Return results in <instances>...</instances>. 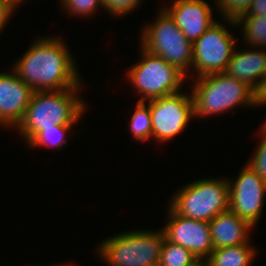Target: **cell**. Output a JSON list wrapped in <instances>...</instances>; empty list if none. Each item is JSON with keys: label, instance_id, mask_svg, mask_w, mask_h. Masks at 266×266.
<instances>
[{"label": "cell", "instance_id": "ffe728a7", "mask_svg": "<svg viewBox=\"0 0 266 266\" xmlns=\"http://www.w3.org/2000/svg\"><path fill=\"white\" fill-rule=\"evenodd\" d=\"M197 261L198 259L190 250L165 238L159 266H192Z\"/></svg>", "mask_w": 266, "mask_h": 266}, {"label": "cell", "instance_id": "9a60e30c", "mask_svg": "<svg viewBox=\"0 0 266 266\" xmlns=\"http://www.w3.org/2000/svg\"><path fill=\"white\" fill-rule=\"evenodd\" d=\"M227 76L246 83L253 90L266 75V49L234 50L224 72Z\"/></svg>", "mask_w": 266, "mask_h": 266}, {"label": "cell", "instance_id": "3957f363", "mask_svg": "<svg viewBox=\"0 0 266 266\" xmlns=\"http://www.w3.org/2000/svg\"><path fill=\"white\" fill-rule=\"evenodd\" d=\"M192 79L194 85L190 93L196 118L222 114L237 107H254V90L241 80L225 73Z\"/></svg>", "mask_w": 266, "mask_h": 266}, {"label": "cell", "instance_id": "7a4b0ae2", "mask_svg": "<svg viewBox=\"0 0 266 266\" xmlns=\"http://www.w3.org/2000/svg\"><path fill=\"white\" fill-rule=\"evenodd\" d=\"M83 86L81 83L76 88L33 92L24 117L15 128L21 139L28 144L44 128L74 126L88 107L79 93Z\"/></svg>", "mask_w": 266, "mask_h": 266}, {"label": "cell", "instance_id": "e0dca14e", "mask_svg": "<svg viewBox=\"0 0 266 266\" xmlns=\"http://www.w3.org/2000/svg\"><path fill=\"white\" fill-rule=\"evenodd\" d=\"M234 29L242 27L241 33L246 45L266 49V17L261 15H240L236 19L223 18Z\"/></svg>", "mask_w": 266, "mask_h": 266}, {"label": "cell", "instance_id": "7c38bea8", "mask_svg": "<svg viewBox=\"0 0 266 266\" xmlns=\"http://www.w3.org/2000/svg\"><path fill=\"white\" fill-rule=\"evenodd\" d=\"M33 90L11 72H0V127L16 128L22 121Z\"/></svg>", "mask_w": 266, "mask_h": 266}, {"label": "cell", "instance_id": "8fae6325", "mask_svg": "<svg viewBox=\"0 0 266 266\" xmlns=\"http://www.w3.org/2000/svg\"><path fill=\"white\" fill-rule=\"evenodd\" d=\"M168 221L161 229L168 241L190 250L198 260H205L214 250L209 222L178 215L168 205Z\"/></svg>", "mask_w": 266, "mask_h": 266}, {"label": "cell", "instance_id": "277c9868", "mask_svg": "<svg viewBox=\"0 0 266 266\" xmlns=\"http://www.w3.org/2000/svg\"><path fill=\"white\" fill-rule=\"evenodd\" d=\"M164 231L131 230L100 242L97 254L109 266H159Z\"/></svg>", "mask_w": 266, "mask_h": 266}, {"label": "cell", "instance_id": "6da1fadb", "mask_svg": "<svg viewBox=\"0 0 266 266\" xmlns=\"http://www.w3.org/2000/svg\"><path fill=\"white\" fill-rule=\"evenodd\" d=\"M68 49L62 37H38L12 69L34 92L76 88L83 82Z\"/></svg>", "mask_w": 266, "mask_h": 266}, {"label": "cell", "instance_id": "30bf717a", "mask_svg": "<svg viewBox=\"0 0 266 266\" xmlns=\"http://www.w3.org/2000/svg\"><path fill=\"white\" fill-rule=\"evenodd\" d=\"M229 181V209L254 228L261 219L266 182L246 163L236 180Z\"/></svg>", "mask_w": 266, "mask_h": 266}, {"label": "cell", "instance_id": "7402d4cb", "mask_svg": "<svg viewBox=\"0 0 266 266\" xmlns=\"http://www.w3.org/2000/svg\"><path fill=\"white\" fill-rule=\"evenodd\" d=\"M259 130L261 140L247 164L266 182V127L262 125Z\"/></svg>", "mask_w": 266, "mask_h": 266}, {"label": "cell", "instance_id": "2e32d148", "mask_svg": "<svg viewBox=\"0 0 266 266\" xmlns=\"http://www.w3.org/2000/svg\"><path fill=\"white\" fill-rule=\"evenodd\" d=\"M257 249L251 243L215 249L205 259L206 266H251Z\"/></svg>", "mask_w": 266, "mask_h": 266}, {"label": "cell", "instance_id": "83f0119b", "mask_svg": "<svg viewBox=\"0 0 266 266\" xmlns=\"http://www.w3.org/2000/svg\"><path fill=\"white\" fill-rule=\"evenodd\" d=\"M192 266H206L205 260H198L194 265Z\"/></svg>", "mask_w": 266, "mask_h": 266}, {"label": "cell", "instance_id": "ba28073f", "mask_svg": "<svg viewBox=\"0 0 266 266\" xmlns=\"http://www.w3.org/2000/svg\"><path fill=\"white\" fill-rule=\"evenodd\" d=\"M216 22L193 45L192 71L187 78L202 77L209 74L224 73L237 41L230 30ZM195 73H194V72ZM194 73L195 75H192ZM190 74V75H189Z\"/></svg>", "mask_w": 266, "mask_h": 266}, {"label": "cell", "instance_id": "603a6c76", "mask_svg": "<svg viewBox=\"0 0 266 266\" xmlns=\"http://www.w3.org/2000/svg\"><path fill=\"white\" fill-rule=\"evenodd\" d=\"M254 0H215V7L223 18L236 19L248 11Z\"/></svg>", "mask_w": 266, "mask_h": 266}, {"label": "cell", "instance_id": "4316f807", "mask_svg": "<svg viewBox=\"0 0 266 266\" xmlns=\"http://www.w3.org/2000/svg\"><path fill=\"white\" fill-rule=\"evenodd\" d=\"M241 15H263L266 17V0H254L248 11Z\"/></svg>", "mask_w": 266, "mask_h": 266}, {"label": "cell", "instance_id": "5bb4252c", "mask_svg": "<svg viewBox=\"0 0 266 266\" xmlns=\"http://www.w3.org/2000/svg\"><path fill=\"white\" fill-rule=\"evenodd\" d=\"M209 226L214 250L249 243L254 228L230 209L211 219Z\"/></svg>", "mask_w": 266, "mask_h": 266}, {"label": "cell", "instance_id": "8992f818", "mask_svg": "<svg viewBox=\"0 0 266 266\" xmlns=\"http://www.w3.org/2000/svg\"><path fill=\"white\" fill-rule=\"evenodd\" d=\"M139 62L127 71V80L142 96L138 102L161 98L181 91L187 76L161 56L150 53L140 45Z\"/></svg>", "mask_w": 266, "mask_h": 266}, {"label": "cell", "instance_id": "484cf974", "mask_svg": "<svg viewBox=\"0 0 266 266\" xmlns=\"http://www.w3.org/2000/svg\"><path fill=\"white\" fill-rule=\"evenodd\" d=\"M266 106V75L254 89V107Z\"/></svg>", "mask_w": 266, "mask_h": 266}, {"label": "cell", "instance_id": "ac0fdd59", "mask_svg": "<svg viewBox=\"0 0 266 266\" xmlns=\"http://www.w3.org/2000/svg\"><path fill=\"white\" fill-rule=\"evenodd\" d=\"M134 113L129 121V129L132 137L138 142H146L152 139V119L150 108L145 102L135 105Z\"/></svg>", "mask_w": 266, "mask_h": 266}, {"label": "cell", "instance_id": "4fadbf2b", "mask_svg": "<svg viewBox=\"0 0 266 266\" xmlns=\"http://www.w3.org/2000/svg\"><path fill=\"white\" fill-rule=\"evenodd\" d=\"M171 4L162 8L192 44L216 22L208 1L174 0Z\"/></svg>", "mask_w": 266, "mask_h": 266}, {"label": "cell", "instance_id": "cb8c5ba5", "mask_svg": "<svg viewBox=\"0 0 266 266\" xmlns=\"http://www.w3.org/2000/svg\"><path fill=\"white\" fill-rule=\"evenodd\" d=\"M104 10L111 16L121 17L129 15L133 10L138 9L142 4V0H102Z\"/></svg>", "mask_w": 266, "mask_h": 266}, {"label": "cell", "instance_id": "f546056e", "mask_svg": "<svg viewBox=\"0 0 266 266\" xmlns=\"http://www.w3.org/2000/svg\"><path fill=\"white\" fill-rule=\"evenodd\" d=\"M24 0H14L16 6L19 7V4L23 3Z\"/></svg>", "mask_w": 266, "mask_h": 266}, {"label": "cell", "instance_id": "d4e9b609", "mask_svg": "<svg viewBox=\"0 0 266 266\" xmlns=\"http://www.w3.org/2000/svg\"><path fill=\"white\" fill-rule=\"evenodd\" d=\"M16 3L14 0H0V32L6 28V24L16 11Z\"/></svg>", "mask_w": 266, "mask_h": 266}, {"label": "cell", "instance_id": "52a82bcc", "mask_svg": "<svg viewBox=\"0 0 266 266\" xmlns=\"http://www.w3.org/2000/svg\"><path fill=\"white\" fill-rule=\"evenodd\" d=\"M155 19L154 23L143 26L140 45L187 76L193 61L192 43L163 8L160 7Z\"/></svg>", "mask_w": 266, "mask_h": 266}, {"label": "cell", "instance_id": "9c48e42d", "mask_svg": "<svg viewBox=\"0 0 266 266\" xmlns=\"http://www.w3.org/2000/svg\"><path fill=\"white\" fill-rule=\"evenodd\" d=\"M152 119V139L163 143L183 133L194 116L192 95L183 92L145 102Z\"/></svg>", "mask_w": 266, "mask_h": 266}, {"label": "cell", "instance_id": "f1b7e54d", "mask_svg": "<svg viewBox=\"0 0 266 266\" xmlns=\"http://www.w3.org/2000/svg\"><path fill=\"white\" fill-rule=\"evenodd\" d=\"M63 264V265H62ZM62 264H56V265H51V266H73V265H71L70 263H66V264H64V263H62ZM26 266V265H25ZM30 266V265H29ZM31 266H37V265H32L31 264ZM39 266V265H38Z\"/></svg>", "mask_w": 266, "mask_h": 266}, {"label": "cell", "instance_id": "d6986e66", "mask_svg": "<svg viewBox=\"0 0 266 266\" xmlns=\"http://www.w3.org/2000/svg\"><path fill=\"white\" fill-rule=\"evenodd\" d=\"M73 128L72 125H55L50 128H44L29 143L28 147L37 148L41 146L54 147L61 150L67 145V134Z\"/></svg>", "mask_w": 266, "mask_h": 266}, {"label": "cell", "instance_id": "44dd1931", "mask_svg": "<svg viewBox=\"0 0 266 266\" xmlns=\"http://www.w3.org/2000/svg\"><path fill=\"white\" fill-rule=\"evenodd\" d=\"M61 7L68 14L75 15L77 17H91L99 9H104V4L102 0H60Z\"/></svg>", "mask_w": 266, "mask_h": 266}, {"label": "cell", "instance_id": "5b68a950", "mask_svg": "<svg viewBox=\"0 0 266 266\" xmlns=\"http://www.w3.org/2000/svg\"><path fill=\"white\" fill-rule=\"evenodd\" d=\"M228 178H205L191 181L176 190L169 206L180 216L209 222L229 210Z\"/></svg>", "mask_w": 266, "mask_h": 266}]
</instances>
